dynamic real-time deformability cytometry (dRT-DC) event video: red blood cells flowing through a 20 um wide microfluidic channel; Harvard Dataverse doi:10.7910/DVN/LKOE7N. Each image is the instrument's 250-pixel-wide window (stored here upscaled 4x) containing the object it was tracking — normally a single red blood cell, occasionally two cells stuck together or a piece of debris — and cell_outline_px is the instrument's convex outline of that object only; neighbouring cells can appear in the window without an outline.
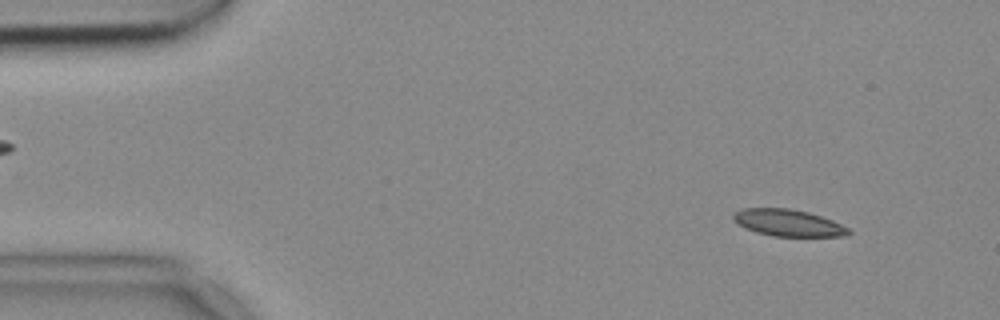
{"species": "common noctule bat (a hibernating species)", "species_latin": "Nyctalus noctula", "temperature_condition": "cold", "stored_images_in_passage": 52, "camera_frame_rate_fps": 3000, "um_per_image_px": 0.085, "animal": {"sex": "female", "body_mass_g": 18.4}, "frame": {"image": 1, "passage_image": 4, "time_ms": 1.0, "image_size_px": [1000, 320], "cell_outline_px": [[852, 232], [840, 236], [772, 236], [756, 232], [732, 220], [732, 216], [736, 212], [744, 208], [788, 208], [808, 212], [832, 220], [848, 228]], "centroid_in_image_um": [66.98, 18.93], "position_along_channel_um": 18.0, "area_um2": 17.69}}
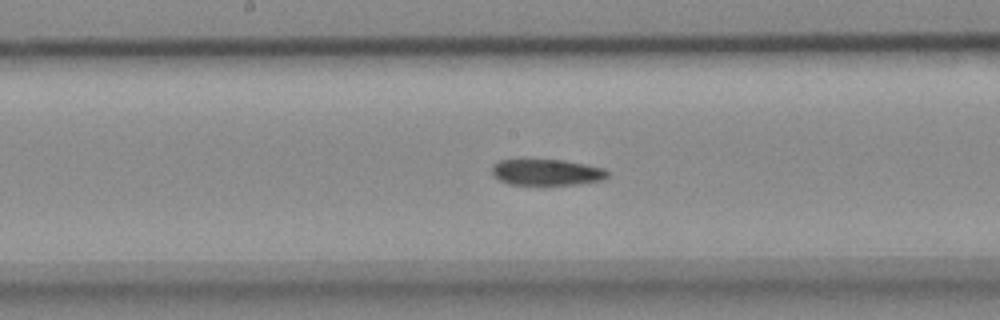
{"frame": {"image": 2, "passage_image": 26, "time_ms": 8.333, "image_size_px": [1000, 320], "cell_outline_px": [[608, 176], [604, 180], [576, 184], [508, 184], [500, 180], [492, 172], [492, 164], [500, 160], [564, 160], [604, 168], [608, 172]], "centroid_in_image_um": [46.49, 14.64], "position_along_channel_um": 201.7, "area_um2": 17.4}}
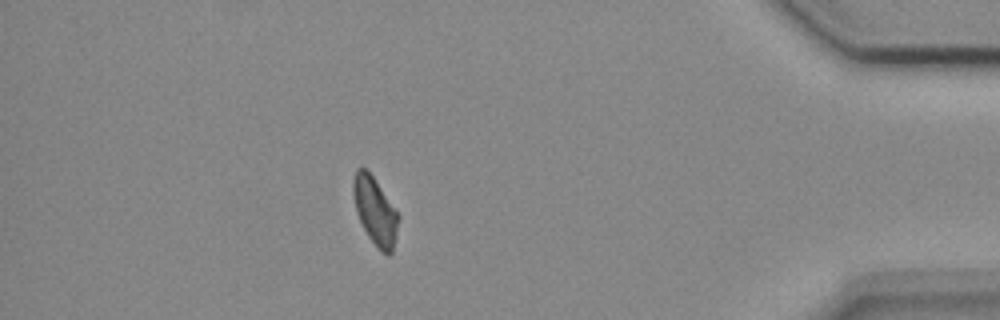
{"frame": {"image": 3, "passage_image": 46, "time_ms": 15.0, "image_size_px": [1000, 320], "cell_outline_px": [[400, 216], [396, 236], [392, 252], [388, 256], [368, 236], [356, 212], [352, 192], [352, 180], [356, 168], [364, 168], [372, 176]], "centroid_in_image_um": [31.87, 17.91], "position_along_channel_um": 403.3, "area_um2": 17.4}}